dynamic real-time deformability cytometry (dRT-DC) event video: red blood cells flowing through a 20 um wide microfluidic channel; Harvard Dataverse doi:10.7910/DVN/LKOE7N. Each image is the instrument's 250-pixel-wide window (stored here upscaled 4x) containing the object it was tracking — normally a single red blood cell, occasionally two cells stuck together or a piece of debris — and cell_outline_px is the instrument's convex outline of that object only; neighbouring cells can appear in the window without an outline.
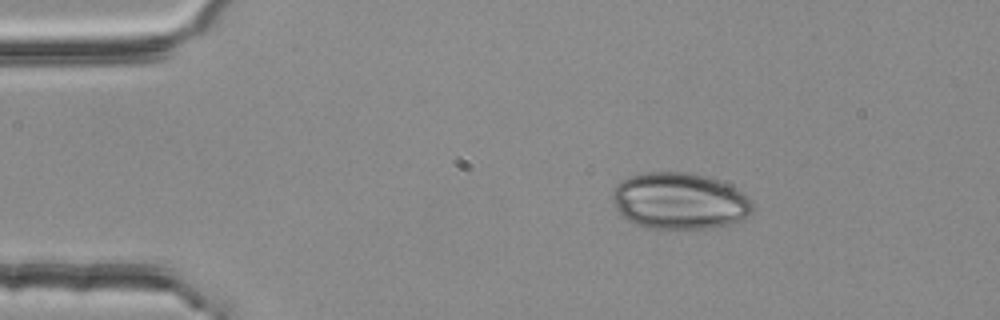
{"species": "common noctule bat (a hibernating species)", "species_latin": "Nyctalus noctula", "temperature_condition": "room temperature", "stored_images_in_passage": 3, "camera_frame_rate_fps": 3000, "um_per_image_px": 0.085, "animal": {"sex": "female", "body_mass_g": 25.1}, "frame": {"image": 1, "passage_image": 2, "time_ms": 0.333, "image_size_px": [1000, 320], "cell_outline_px": [[752, 212], [748, 216], [740, 220], [728, 224], [712, 228], [656, 232], [644, 228], [620, 216], [616, 208], [612, 196], [612, 188], [620, 180], [632, 176], [648, 172], [688, 172], [704, 176], [728, 184], [744, 192], [752, 200]], "centroid_in_image_um": [57.73, 17.13], "position_along_channel_um": 27.3, "area_um2": 47.34}}